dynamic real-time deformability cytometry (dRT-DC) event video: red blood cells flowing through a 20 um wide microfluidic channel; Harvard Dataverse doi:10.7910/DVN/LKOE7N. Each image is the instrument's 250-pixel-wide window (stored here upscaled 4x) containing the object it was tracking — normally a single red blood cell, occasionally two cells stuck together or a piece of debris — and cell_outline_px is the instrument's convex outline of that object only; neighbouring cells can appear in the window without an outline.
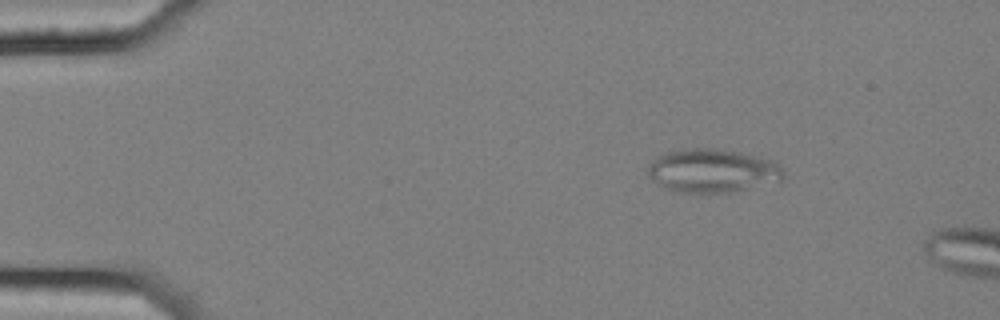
{"species": "common noctule bat (a hibernating species)", "species_latin": "Nyctalus noctula", "temperature_condition": "cold", "stored_images_in_passage": 4, "camera_frame_rate_fps": 3000, "um_per_image_px": 0.085, "animal": {"sex": "female", "body_mass_g": 25.1}, "frame": {"image": 1, "passage_image": 2, "time_ms": 0.333, "image_size_px": [1000, 320], "cell_outline_px": [[784, 176], [780, 184], [732, 192], [676, 192], [652, 180], [648, 176], [648, 164], [652, 160], [668, 152], [684, 148], [716, 148], [740, 152], [772, 160], [784, 172]], "centroid_in_image_um": [60.62, 14.52], "position_along_channel_um": 24.4, "area_um2": 34.74}}